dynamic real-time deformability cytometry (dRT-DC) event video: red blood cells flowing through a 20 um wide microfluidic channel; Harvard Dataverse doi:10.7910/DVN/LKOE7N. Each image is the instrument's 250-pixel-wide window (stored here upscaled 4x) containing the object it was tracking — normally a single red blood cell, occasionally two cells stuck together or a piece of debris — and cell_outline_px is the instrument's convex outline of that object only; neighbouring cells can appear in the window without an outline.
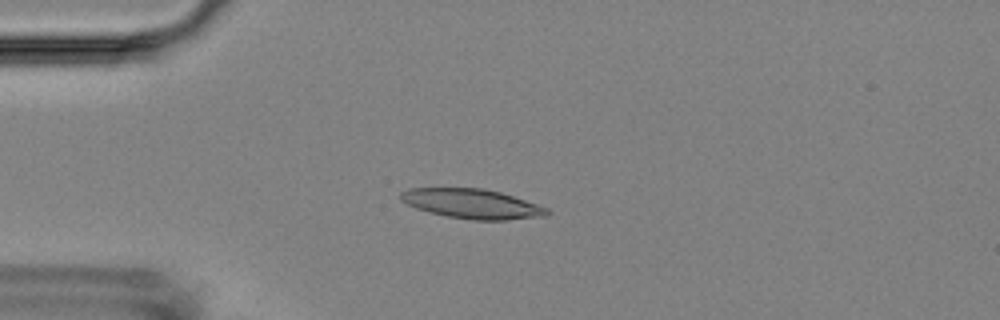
{"species": "Egyptian fruit bat (a non-hibernating species)", "species_latin": "Rousettus aegyptiacus", "temperature_condition": "room temperature", "stored_images_in_passage": 4, "camera_frame_rate_fps": 3000, "um_per_image_px": 0.085, "animal": {"sex": "female"}, "frame": {"image": 1, "passage_image": 4, "time_ms": 4.0, "image_size_px": [1000, 320], "cell_outline_px": [[552, 212], [548, 216], [508, 220], [472, 220], [448, 216], [428, 212], [416, 208], [400, 200], [400, 192], [408, 188], [484, 188], [500, 192], [548, 208]], "centroid_in_image_um": [40.14, 17.32], "position_along_channel_um": 44.9, "area_um2": 25.32}}